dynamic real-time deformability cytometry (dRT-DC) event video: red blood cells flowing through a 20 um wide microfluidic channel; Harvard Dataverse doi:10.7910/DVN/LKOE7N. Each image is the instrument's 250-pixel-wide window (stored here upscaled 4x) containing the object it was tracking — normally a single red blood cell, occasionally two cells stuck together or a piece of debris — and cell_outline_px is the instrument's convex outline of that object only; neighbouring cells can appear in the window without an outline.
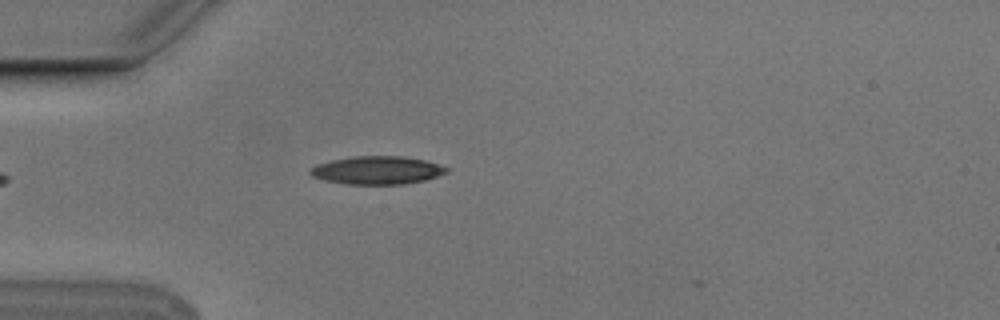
{"species": "Egyptian fruit bat (a non-hibernating species)", "species_latin": "Rousettus aegyptiacus", "temperature_condition": "cold", "stored_images_in_passage": 3, "camera_frame_rate_fps": 3000, "um_per_image_px": 0.085, "animal": {"sex": "male"}, "frame": {"image": 1, "passage_image": 3, "time_ms": 0.667, "image_size_px": [1000, 320], "cell_outline_px": [[448, 172], [424, 180], [404, 184], [348, 184], [324, 180], [312, 176], [308, 172], [316, 164], [332, 160], [352, 156], [400, 156], [424, 160], [448, 168]], "centroid_in_image_um": [32.02, 14.47], "position_along_channel_um": 53.0, "area_um2": 22.08}}